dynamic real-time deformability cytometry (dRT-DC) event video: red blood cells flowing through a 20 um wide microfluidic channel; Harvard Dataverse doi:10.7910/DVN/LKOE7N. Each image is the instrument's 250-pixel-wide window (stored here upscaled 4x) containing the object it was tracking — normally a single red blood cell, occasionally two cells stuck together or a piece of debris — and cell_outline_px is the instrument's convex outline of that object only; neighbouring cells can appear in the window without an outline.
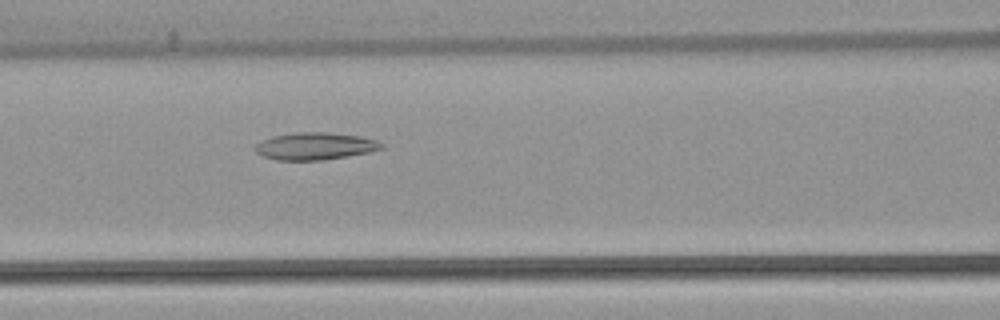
{"species": "common noctule bat (a hibernating species)", "species_latin": "Nyctalus noctula", "temperature_condition": "warm", "stored_images_in_passage": 53, "camera_frame_rate_fps": 3000, "um_per_image_px": 0.085, "animal": {"sex": "female", "body_mass_g": 22.7, "forearm_length_mm": 54.2}, "frame": {"image": 1, "passage_image": 23, "time_ms": 7.333, "image_size_px": [1000, 320], "cell_outline_px": [[384, 148], [368, 152], [348, 156], [320, 160], [276, 160], [264, 156], [256, 152], [252, 148], [256, 144], [272, 136], [296, 132], [324, 132], [360, 136], [376, 140], [384, 144]], "centroid_in_image_um": [26.77, 12.42], "position_along_channel_um": 139.8, "area_um2": 20.0}}
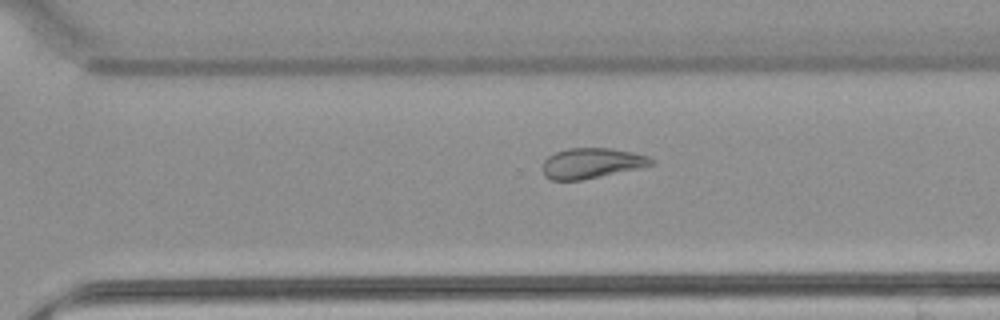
{"frame": {"image": 2, "passage_image": 37, "time_ms": 12.0, "image_size_px": [1000, 320], "cell_outline_px": [[656, 164], [640, 168], [580, 180], [552, 180], [544, 176], [540, 168], [544, 160], [548, 156], [556, 152], [568, 148], [612, 148], [632, 152], [648, 156], [656, 160]], "centroid_in_image_um": [50.28, 13.87], "position_along_channel_um": 320.3, "area_um2": 19.42}}
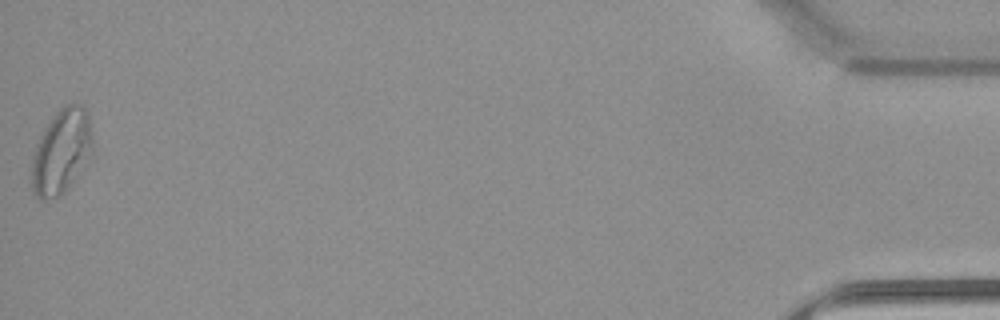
{"frame": {"image": 3, "passage_image": 53, "time_ms": 17.333, "image_size_px": [1000, 320], "cell_outline_px": [[92, 152], [68, 188], [60, 196], [44, 200], [40, 200], [36, 196], [32, 188], [32, 156], [36, 144], [44, 128], [56, 112], [64, 104], [84, 104], [88, 116], [92, 136]], "centroid_in_image_um": [5.21, 12.87], "position_along_channel_um": 430.0, "area_um2": 29.82}, "authors_computed_cell_mechanics": {"area_um2": 24.7384, "velocity_mm_per_s": 3.8754, "shape_relaxation_time_tau1_ms": null, "shape_relaxation_time_tau2_ms": 4.4939, "deformation_change_tau1": null, "deformation_change_tau2": 0.1273}}